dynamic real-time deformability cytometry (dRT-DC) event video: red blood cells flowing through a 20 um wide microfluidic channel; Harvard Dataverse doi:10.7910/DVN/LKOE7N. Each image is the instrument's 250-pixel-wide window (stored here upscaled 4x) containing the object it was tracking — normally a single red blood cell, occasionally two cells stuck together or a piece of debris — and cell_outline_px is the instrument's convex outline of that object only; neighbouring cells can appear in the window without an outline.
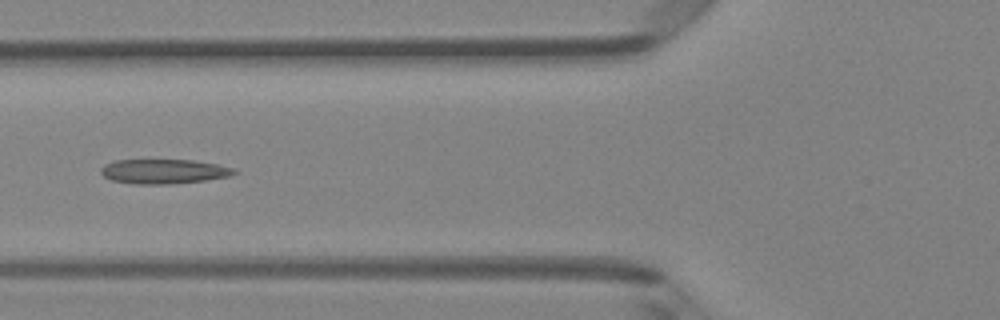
{"species": "Egyptian fruit bat (a non-hibernating species)", "species_latin": "Rousettus aegyptiacus", "temperature_condition": "room temperature", "stored_images_in_passage": 6, "camera_frame_rate_fps": 3000, "um_per_image_px": 0.085, "animal": {"sex": "female"}, "frame": {"image": 1, "passage_image": 5, "time_ms": 5.333, "image_size_px": [1000, 320], "cell_outline_px": [[240, 172], [232, 176], [204, 180], [168, 184], [136, 184], [112, 180], [104, 176], [100, 172], [100, 168], [104, 164], [116, 160], [192, 160], [216, 164], [236, 168]], "centroid_in_image_um": [13.96, 14.57], "position_along_channel_um": 111.8, "area_um2": 19.13}}
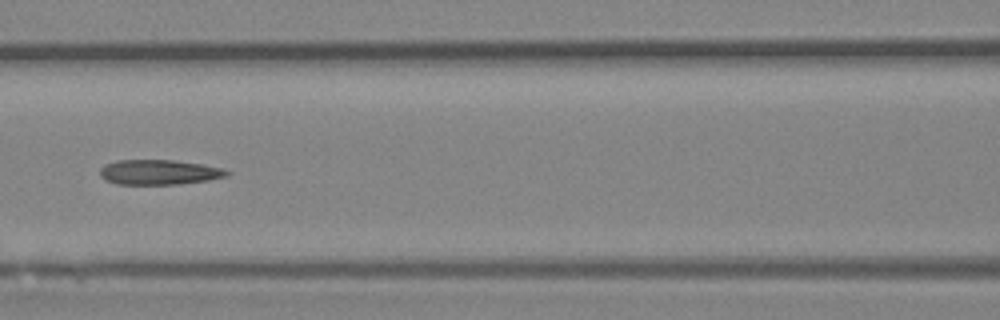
{"frame": {"image": 2, "passage_image": 6, "time_ms": 6.333, "image_size_px": [1000, 320], "cell_outline_px": [[232, 172], [228, 176], [208, 180], [180, 184], [116, 184], [104, 180], [100, 176], [100, 168], [104, 164], [116, 160], [172, 160], [200, 164], [224, 168]], "centroid_in_image_um": [13.51, 14.64], "position_along_channel_um": 153.1, "area_um2": 18.61}}